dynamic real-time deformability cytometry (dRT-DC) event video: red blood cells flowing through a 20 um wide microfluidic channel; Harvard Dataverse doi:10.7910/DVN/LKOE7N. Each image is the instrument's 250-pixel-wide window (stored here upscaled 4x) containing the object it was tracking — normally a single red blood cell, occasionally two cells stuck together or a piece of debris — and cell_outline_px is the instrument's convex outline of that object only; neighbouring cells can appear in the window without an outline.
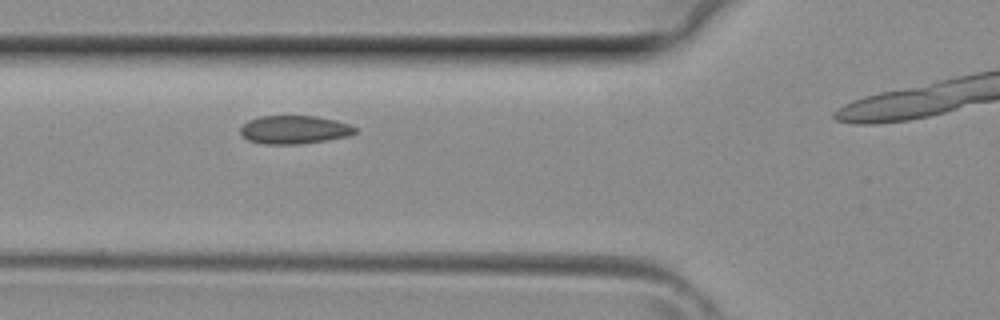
{"species": "common noctule bat (a hibernating species)", "species_latin": "Nyctalus noctula", "temperature_condition": "room temperature", "stored_images_in_passage": 7, "camera_frame_rate_fps": 3000, "um_per_image_px": 0.085, "animal": {"sex": "female", "body_mass_g": 29.2, "forearm_length_mm": 56.3}, "frame": {"image": 1, "passage_image": 5, "time_ms": 1.333, "image_size_px": [1000, 320], "cell_outline_px": [[360, 128], [352, 136], [328, 140], [300, 144], [264, 144], [248, 140], [240, 132], [240, 128], [248, 120], [260, 116], [316, 116], [336, 120]], "centroid_in_image_um": [25.07, 11.03], "position_along_channel_um": 100.7, "area_um2": 19.13}}